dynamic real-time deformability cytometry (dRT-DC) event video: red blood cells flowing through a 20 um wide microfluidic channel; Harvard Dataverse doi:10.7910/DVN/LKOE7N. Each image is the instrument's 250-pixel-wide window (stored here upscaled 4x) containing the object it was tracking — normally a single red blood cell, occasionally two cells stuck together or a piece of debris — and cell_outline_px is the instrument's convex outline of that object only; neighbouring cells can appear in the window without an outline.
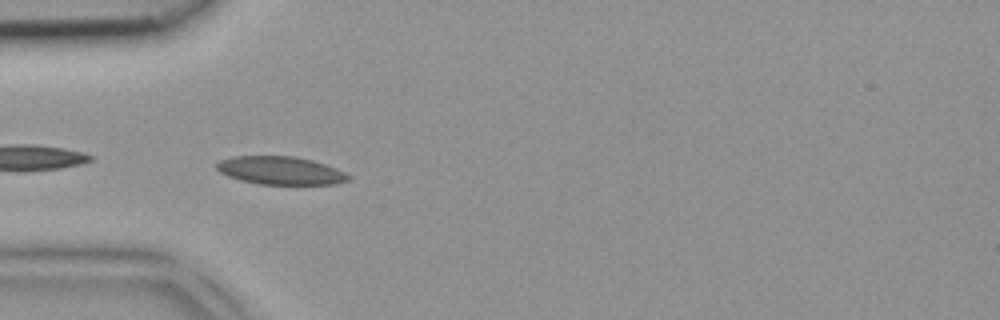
{"species": "common noctule bat (a hibernating species)", "species_latin": "Nyctalus noctula", "temperature_condition": "room temperature", "stored_images_in_passage": 4, "camera_frame_rate_fps": 3000, "um_per_image_px": 0.085, "animal": {"sex": "female", "body_mass_g": 18.4}, "frame": {"image": 1, "passage_image": 4, "time_ms": 1.0, "image_size_px": [1000, 320], "cell_outline_px": [[352, 176], [348, 180], [336, 184], [260, 184], [240, 180], [228, 176], [220, 172], [216, 168], [216, 164], [220, 160], [232, 156], [292, 156], [312, 160], [336, 168]], "centroid_in_image_um": [23.83, 14.49], "position_along_channel_um": 61.2, "area_um2": 21.5}}